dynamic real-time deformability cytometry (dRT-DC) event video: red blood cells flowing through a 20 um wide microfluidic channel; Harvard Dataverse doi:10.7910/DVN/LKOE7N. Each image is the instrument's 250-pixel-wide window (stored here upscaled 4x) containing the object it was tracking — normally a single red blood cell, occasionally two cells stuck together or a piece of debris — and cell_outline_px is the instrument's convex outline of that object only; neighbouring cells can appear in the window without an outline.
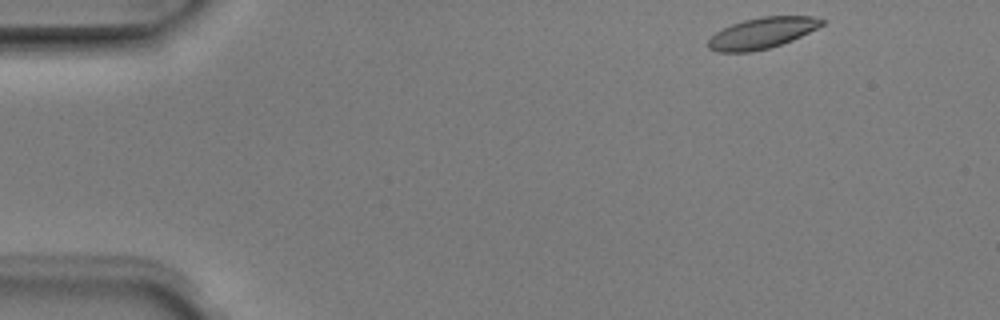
{"species": "Egyptian fruit bat (a non-hibernating species)", "species_latin": "Rousettus aegyptiacus", "temperature_condition": "room temperature", "stored_images_in_passage": 4, "camera_frame_rate_fps": 3000, "um_per_image_px": 0.085, "animal": {"sex": "male"}, "frame": {"image": 1, "passage_image": 1, "time_ms": 0.0, "image_size_px": [1000, 320], "cell_outline_px": [[824, 24], [792, 40], [768, 48], [748, 52], [716, 52], [708, 48], [708, 40], [716, 32], [732, 24], [744, 20], [764, 16], [812, 16], [824, 20]], "centroid_in_image_um": [64.75, 2.81], "position_along_channel_um": 20.3, "area_um2": 20.23}}
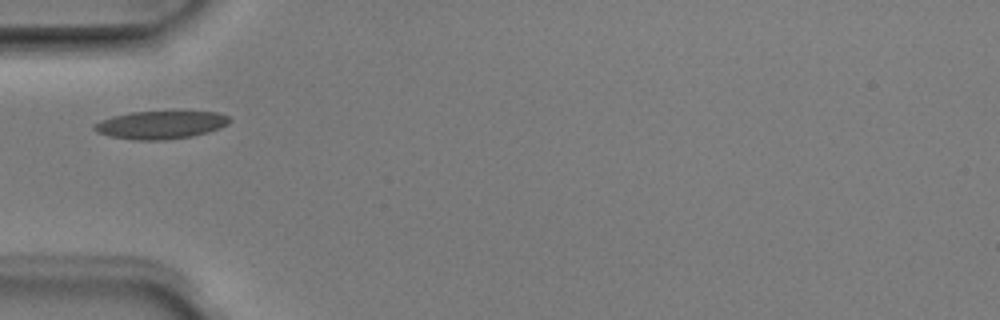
{"frame": {"image": 2, "passage_image": 4, "time_ms": 1.0, "image_size_px": [1000, 320], "cell_outline_px": [[232, 120], [228, 124], [220, 128], [208, 132], [192, 136], [164, 140], [136, 140], [112, 136], [96, 132], [92, 128], [100, 120], [112, 116], [132, 112], [220, 112], [228, 116]], "centroid_in_image_um": [13.68, 10.61], "position_along_channel_um": 71.3, "area_um2": 21.91}}